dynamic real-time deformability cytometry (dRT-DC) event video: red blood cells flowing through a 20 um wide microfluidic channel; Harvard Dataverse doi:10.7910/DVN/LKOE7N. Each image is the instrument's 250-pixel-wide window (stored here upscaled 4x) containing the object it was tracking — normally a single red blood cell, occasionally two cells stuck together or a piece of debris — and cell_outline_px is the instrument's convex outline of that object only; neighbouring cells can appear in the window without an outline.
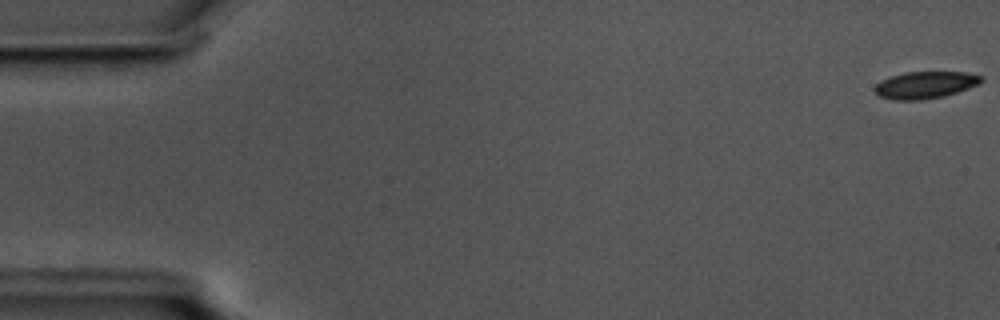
{"species": "common noctule bat (a hibernating species)", "species_latin": "Nyctalus noctula", "temperature_condition": "cold", "stored_images_in_passage": 16, "camera_frame_rate_fps": 3000, "um_per_image_px": 0.085, "animal": {"sex": "male", "body_mass_g": 17.5, "forearm_length_mm": 52.3}, "frame": {"image": 1, "passage_image": 1, "time_ms": 0.0, "image_size_px": [1000, 320], "cell_outline_px": [[984, 80], [968, 88], [944, 96], [920, 100], [892, 100], [880, 96], [872, 88], [880, 80], [904, 72], [964, 72], [984, 76]], "centroid_in_image_um": [78.61, 7.22], "position_along_channel_um": 6.4, "area_um2": 16.76}}
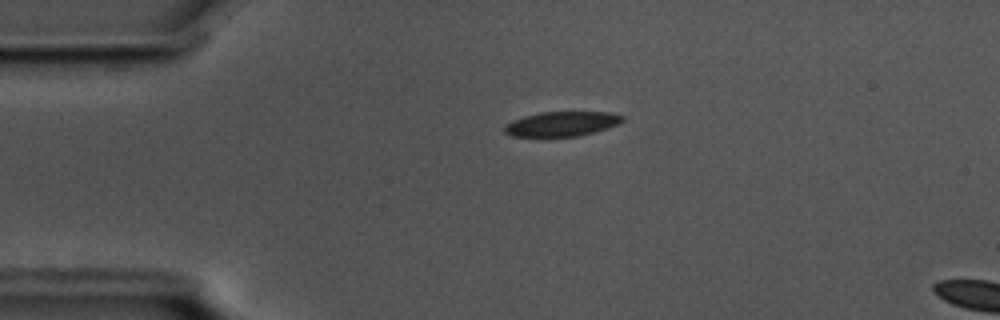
{"frame": {"image": 2, "passage_image": 13, "time_ms": 4.0, "image_size_px": [1000, 320], "cell_outline_px": [[624, 120], [620, 124], [608, 128], [580, 136], [512, 136], [504, 132], [504, 128], [512, 120], [524, 116], [540, 112], [612, 112], [624, 116]], "centroid_in_image_um": [47.81, 10.52], "position_along_channel_um": 37.2, "area_um2": 16.99}}